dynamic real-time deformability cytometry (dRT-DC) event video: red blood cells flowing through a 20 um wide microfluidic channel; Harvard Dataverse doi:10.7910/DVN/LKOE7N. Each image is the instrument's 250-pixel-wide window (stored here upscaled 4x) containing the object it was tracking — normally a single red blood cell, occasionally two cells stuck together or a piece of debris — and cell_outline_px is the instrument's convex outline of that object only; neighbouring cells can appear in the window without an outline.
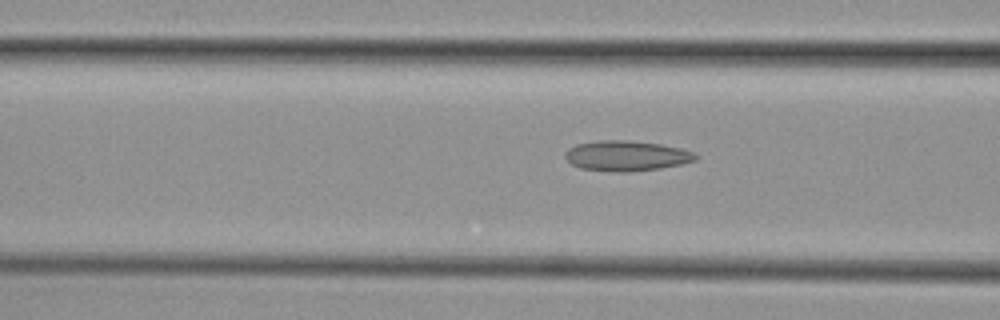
{"species": "common noctule bat (a hibernating species)", "species_latin": "Nyctalus noctula", "temperature_condition": "cold", "stored_images_in_passage": 24, "camera_frame_rate_fps": 3000, "um_per_image_px": 0.085, "animal": {"sex": "female", "body_mass_g": 29.2, "forearm_length_mm": 56.3}, "frame": {"image": 1, "passage_image": 21, "time_ms": 6.667, "image_size_px": [1000, 320], "cell_outline_px": [[696, 160], [680, 164], [660, 168], [628, 172], [616, 172], [580, 168], [572, 164], [564, 156], [568, 148], [576, 144], [600, 140], [628, 140], [660, 144], [680, 148], [692, 152], [696, 156]], "centroid_in_image_um": [53.21, 13.24], "position_along_channel_um": 113.4, "area_um2": 22.83}}
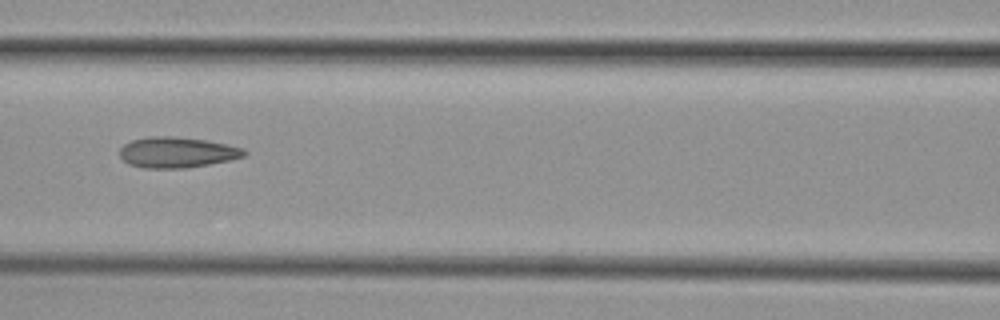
{"frame": {"image": 2, "passage_image": 24, "time_ms": 7.667, "image_size_px": [1000, 320], "cell_outline_px": [[248, 152], [244, 156], [228, 160], [188, 168], [144, 168], [128, 164], [120, 156], [120, 148], [124, 144], [132, 140], [148, 136], [172, 136], [208, 140], [244, 148]], "centroid_in_image_um": [15.04, 12.94], "position_along_channel_um": 151.6, "area_um2": 22.31}}